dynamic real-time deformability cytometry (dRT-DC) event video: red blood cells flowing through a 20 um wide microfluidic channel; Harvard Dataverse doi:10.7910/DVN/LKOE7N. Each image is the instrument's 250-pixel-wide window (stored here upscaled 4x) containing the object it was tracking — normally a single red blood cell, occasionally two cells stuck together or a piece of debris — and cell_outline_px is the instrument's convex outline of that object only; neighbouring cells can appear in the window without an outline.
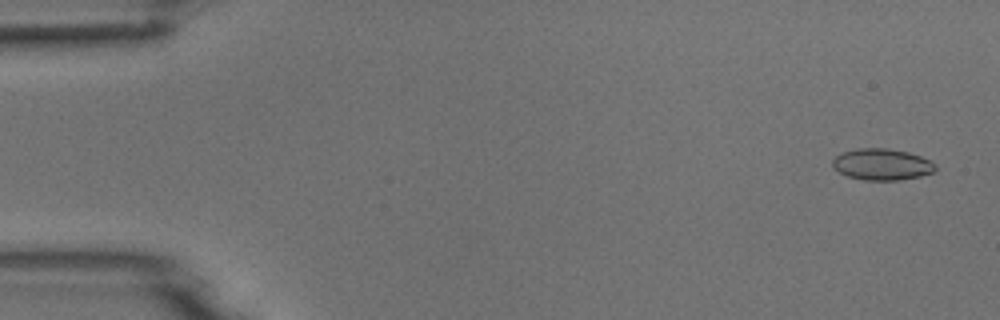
{"species": "common noctule bat (a hibernating species)", "species_latin": "Nyctalus noctula", "temperature_condition": "room temperature", "stored_images_in_passage": 4, "camera_frame_rate_fps": 3000, "um_per_image_px": 0.085, "animal": {"sex": "male", "body_mass_g": 18.8}, "frame": {"image": 1, "passage_image": 1, "time_ms": 0.0, "image_size_px": [1000, 320], "cell_outline_px": [[936, 168], [932, 172], [920, 176], [900, 180], [864, 180], [848, 176], [832, 168], [832, 160], [836, 156], [844, 152], [856, 148], [884, 148], [908, 152], [920, 156], [936, 164]], "centroid_in_image_um": [74.94, 13.97], "position_along_channel_um": 10.1, "area_um2": 18.73}}
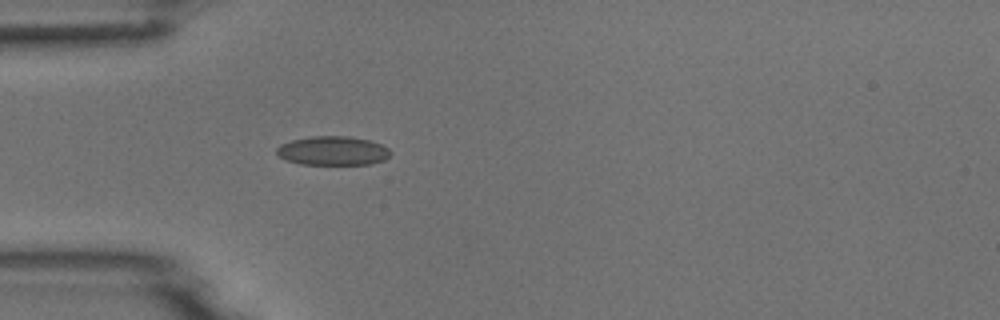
{"frame": {"image": 2, "passage_image": 4, "time_ms": 1.0, "image_size_px": [1000, 320], "cell_outline_px": [[392, 152], [384, 160], [372, 164], [300, 164], [284, 160], [276, 152], [276, 148], [280, 144], [292, 140], [312, 136], [348, 136], [368, 140], [380, 144], [388, 148]], "centroid_in_image_um": [28.27, 12.82], "position_along_channel_um": 56.7, "area_um2": 19.25}}